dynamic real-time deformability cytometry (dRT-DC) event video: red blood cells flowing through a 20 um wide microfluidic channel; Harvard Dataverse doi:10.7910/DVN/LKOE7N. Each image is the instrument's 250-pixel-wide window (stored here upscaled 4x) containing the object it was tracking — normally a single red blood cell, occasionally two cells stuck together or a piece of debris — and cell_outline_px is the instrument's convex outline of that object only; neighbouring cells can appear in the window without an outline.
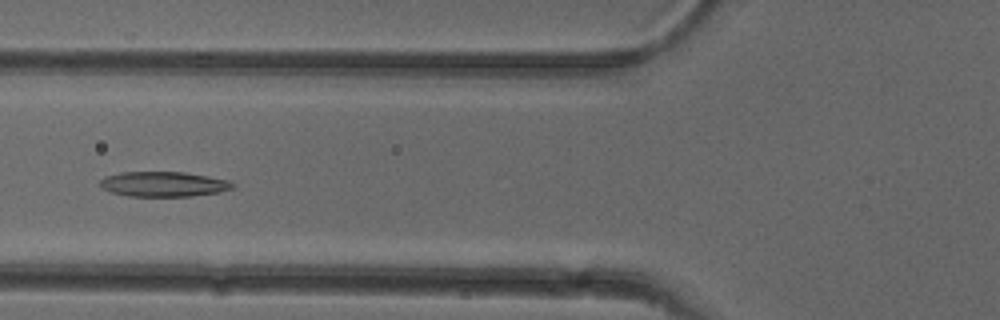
{"species": "common noctule bat (a hibernating species)", "species_latin": "Nyctalus noctula", "temperature_condition": "cold", "stored_images_in_passage": 51, "camera_frame_rate_fps": 3000, "um_per_image_px": 0.085, "animal": {"sex": "female"}, "frame": {"image": 1, "passage_image": 19, "time_ms": 6.0, "image_size_px": [1000, 320], "cell_outline_px": [[236, 188], [220, 192], [192, 196], [128, 196], [112, 192], [100, 188], [100, 180], [104, 176], [120, 172], [184, 172], [208, 176], [228, 180], [236, 184]], "centroid_in_image_um": [13.92, 15.65], "position_along_channel_um": 111.9, "area_um2": 19.54}}
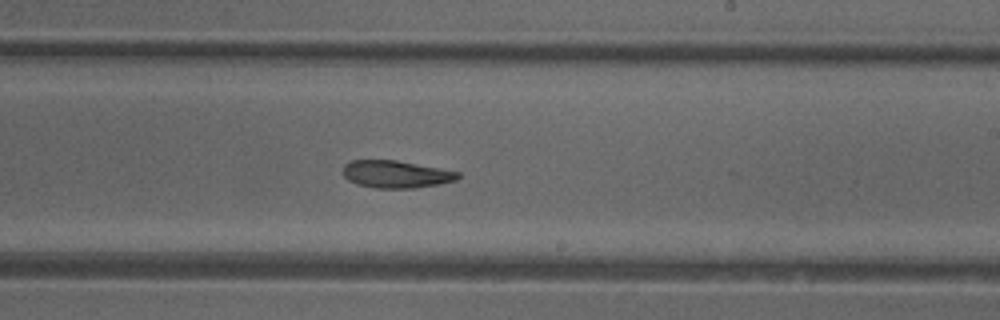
{"frame": {"image": 2, "passage_image": 30, "time_ms": 9.667, "image_size_px": [1000, 320], "cell_outline_px": [[460, 176], [456, 180], [440, 184], [416, 188], [376, 188], [356, 184], [348, 180], [344, 176], [344, 164], [352, 160], [396, 160], [440, 168], [460, 172]], "centroid_in_image_um": [33.67, 14.81], "position_along_channel_um": 255.3, "area_um2": 18.38}}
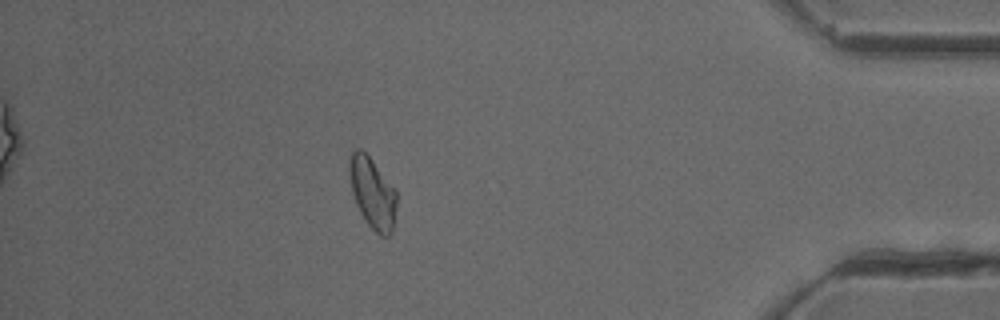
{"frame": {"image": 3, "passage_image": 45, "time_ms": 14.667, "image_size_px": [1000, 320], "cell_outline_px": [[396, 208], [392, 232], [388, 236], [380, 236], [368, 224], [360, 212], [356, 204], [352, 192], [348, 168], [348, 160], [352, 152], [356, 148], [360, 148], [372, 160], [396, 188]], "centroid_in_image_um": [31.66, 16.38], "position_along_channel_um": 403.5, "area_um2": 19.59}, "authors_computed_cell_mechanics": {"area_um2": 19.652, "velocity_mm_per_s": 3.9304, "shape_relaxation_time_tau1_ms": null, "shape_relaxation_time_tau2_ms": 10.4819, "deformation_change_tau1": null, "deformation_change_tau2": 0.2039}}